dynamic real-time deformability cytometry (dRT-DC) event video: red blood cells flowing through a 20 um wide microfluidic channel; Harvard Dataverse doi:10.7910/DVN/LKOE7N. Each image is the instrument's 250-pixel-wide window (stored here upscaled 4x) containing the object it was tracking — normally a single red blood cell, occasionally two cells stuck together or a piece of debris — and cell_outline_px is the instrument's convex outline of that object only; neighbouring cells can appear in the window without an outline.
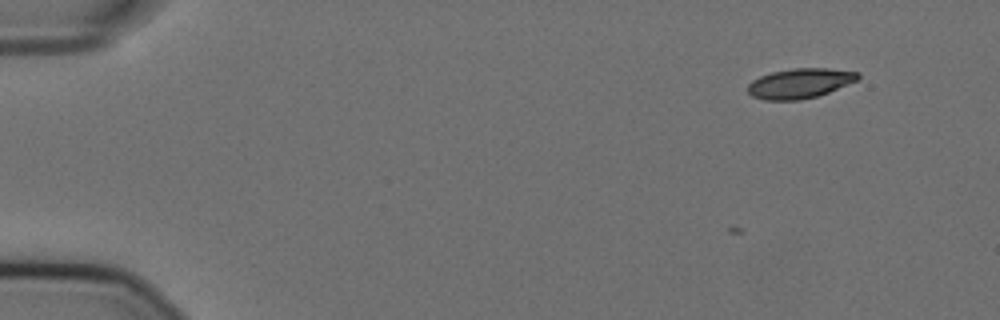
{"species": "Egyptian fruit bat (a non-hibernating species)", "species_latin": "Rousettus aegyptiacus", "temperature_condition": "cold", "stored_images_in_passage": 5, "camera_frame_rate_fps": 3000, "um_per_image_px": 0.085, "animal": {"sex": "female"}, "frame": {"image": 1, "passage_image": 5, "time_ms": 1.333, "image_size_px": [1000, 320], "cell_outline_px": [[860, 76], [856, 80], [828, 92], [816, 96], [800, 100], [764, 100], [752, 96], [748, 92], [748, 84], [752, 80], [760, 76], [772, 72], [792, 68], [828, 68], [860, 72]], "centroid_in_image_um": [67.96, 7.07], "position_along_channel_um": 17.0, "area_um2": 19.07}}